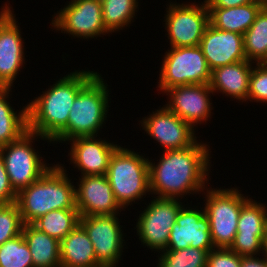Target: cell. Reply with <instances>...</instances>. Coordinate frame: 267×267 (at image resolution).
<instances>
[{
    "label": "cell",
    "mask_w": 267,
    "mask_h": 267,
    "mask_svg": "<svg viewBox=\"0 0 267 267\" xmlns=\"http://www.w3.org/2000/svg\"><path fill=\"white\" fill-rule=\"evenodd\" d=\"M36 137L48 140L28 130L16 141L0 147L10 184L16 193L36 182L51 167L42 161L43 157L33 147Z\"/></svg>",
    "instance_id": "obj_8"
},
{
    "label": "cell",
    "mask_w": 267,
    "mask_h": 267,
    "mask_svg": "<svg viewBox=\"0 0 267 267\" xmlns=\"http://www.w3.org/2000/svg\"><path fill=\"white\" fill-rule=\"evenodd\" d=\"M53 17L50 25L74 38H95L109 34L104 26L101 0H71Z\"/></svg>",
    "instance_id": "obj_11"
},
{
    "label": "cell",
    "mask_w": 267,
    "mask_h": 267,
    "mask_svg": "<svg viewBox=\"0 0 267 267\" xmlns=\"http://www.w3.org/2000/svg\"><path fill=\"white\" fill-rule=\"evenodd\" d=\"M106 176L116 202L124 211L133 201L135 203L147 193L151 194L149 159L121 145L111 156Z\"/></svg>",
    "instance_id": "obj_4"
},
{
    "label": "cell",
    "mask_w": 267,
    "mask_h": 267,
    "mask_svg": "<svg viewBox=\"0 0 267 267\" xmlns=\"http://www.w3.org/2000/svg\"><path fill=\"white\" fill-rule=\"evenodd\" d=\"M266 226L267 206L249 198L241 207L237 233L229 248L241 256H260Z\"/></svg>",
    "instance_id": "obj_16"
},
{
    "label": "cell",
    "mask_w": 267,
    "mask_h": 267,
    "mask_svg": "<svg viewBox=\"0 0 267 267\" xmlns=\"http://www.w3.org/2000/svg\"><path fill=\"white\" fill-rule=\"evenodd\" d=\"M97 74L94 71L71 72L27 104L28 130L47 142L67 141L69 112L79 91Z\"/></svg>",
    "instance_id": "obj_2"
},
{
    "label": "cell",
    "mask_w": 267,
    "mask_h": 267,
    "mask_svg": "<svg viewBox=\"0 0 267 267\" xmlns=\"http://www.w3.org/2000/svg\"><path fill=\"white\" fill-rule=\"evenodd\" d=\"M101 4L104 26L111 34L131 24L139 5L138 0H101Z\"/></svg>",
    "instance_id": "obj_28"
},
{
    "label": "cell",
    "mask_w": 267,
    "mask_h": 267,
    "mask_svg": "<svg viewBox=\"0 0 267 267\" xmlns=\"http://www.w3.org/2000/svg\"><path fill=\"white\" fill-rule=\"evenodd\" d=\"M237 188H207L205 214L210 222L211 239L215 247L229 248L237 233L242 205L249 199Z\"/></svg>",
    "instance_id": "obj_6"
},
{
    "label": "cell",
    "mask_w": 267,
    "mask_h": 267,
    "mask_svg": "<svg viewBox=\"0 0 267 267\" xmlns=\"http://www.w3.org/2000/svg\"><path fill=\"white\" fill-rule=\"evenodd\" d=\"M23 221L17 204L0 205V245L22 234Z\"/></svg>",
    "instance_id": "obj_31"
},
{
    "label": "cell",
    "mask_w": 267,
    "mask_h": 267,
    "mask_svg": "<svg viewBox=\"0 0 267 267\" xmlns=\"http://www.w3.org/2000/svg\"><path fill=\"white\" fill-rule=\"evenodd\" d=\"M248 100L251 102H267V63L253 65L249 78Z\"/></svg>",
    "instance_id": "obj_32"
},
{
    "label": "cell",
    "mask_w": 267,
    "mask_h": 267,
    "mask_svg": "<svg viewBox=\"0 0 267 267\" xmlns=\"http://www.w3.org/2000/svg\"><path fill=\"white\" fill-rule=\"evenodd\" d=\"M142 119V130L164 147L162 151L190 147L197 141L195 129L165 105Z\"/></svg>",
    "instance_id": "obj_14"
},
{
    "label": "cell",
    "mask_w": 267,
    "mask_h": 267,
    "mask_svg": "<svg viewBox=\"0 0 267 267\" xmlns=\"http://www.w3.org/2000/svg\"><path fill=\"white\" fill-rule=\"evenodd\" d=\"M214 92L209 84H190L168 89L164 94L169 101L165 106L193 128L211 117L210 95Z\"/></svg>",
    "instance_id": "obj_17"
},
{
    "label": "cell",
    "mask_w": 267,
    "mask_h": 267,
    "mask_svg": "<svg viewBox=\"0 0 267 267\" xmlns=\"http://www.w3.org/2000/svg\"><path fill=\"white\" fill-rule=\"evenodd\" d=\"M209 69L234 64L246 59L243 35L219 30L210 23L199 43Z\"/></svg>",
    "instance_id": "obj_19"
},
{
    "label": "cell",
    "mask_w": 267,
    "mask_h": 267,
    "mask_svg": "<svg viewBox=\"0 0 267 267\" xmlns=\"http://www.w3.org/2000/svg\"><path fill=\"white\" fill-rule=\"evenodd\" d=\"M7 4L0 11V87H12L24 66V45L19 23Z\"/></svg>",
    "instance_id": "obj_13"
},
{
    "label": "cell",
    "mask_w": 267,
    "mask_h": 267,
    "mask_svg": "<svg viewBox=\"0 0 267 267\" xmlns=\"http://www.w3.org/2000/svg\"><path fill=\"white\" fill-rule=\"evenodd\" d=\"M170 48L163 57L158 90L165 93L177 86L210 83L211 70L199 45Z\"/></svg>",
    "instance_id": "obj_7"
},
{
    "label": "cell",
    "mask_w": 267,
    "mask_h": 267,
    "mask_svg": "<svg viewBox=\"0 0 267 267\" xmlns=\"http://www.w3.org/2000/svg\"><path fill=\"white\" fill-rule=\"evenodd\" d=\"M184 206L176 216L166 250H182L188 247L213 250L215 246L211 239L210 222L205 209Z\"/></svg>",
    "instance_id": "obj_15"
},
{
    "label": "cell",
    "mask_w": 267,
    "mask_h": 267,
    "mask_svg": "<svg viewBox=\"0 0 267 267\" xmlns=\"http://www.w3.org/2000/svg\"><path fill=\"white\" fill-rule=\"evenodd\" d=\"M246 59L253 63H267V7L257 14L254 23L243 34ZM255 61V62H254Z\"/></svg>",
    "instance_id": "obj_26"
},
{
    "label": "cell",
    "mask_w": 267,
    "mask_h": 267,
    "mask_svg": "<svg viewBox=\"0 0 267 267\" xmlns=\"http://www.w3.org/2000/svg\"><path fill=\"white\" fill-rule=\"evenodd\" d=\"M61 165L54 164L36 182L17 193L15 203L24 224H32L53 210L77 209L76 186Z\"/></svg>",
    "instance_id": "obj_3"
},
{
    "label": "cell",
    "mask_w": 267,
    "mask_h": 267,
    "mask_svg": "<svg viewBox=\"0 0 267 267\" xmlns=\"http://www.w3.org/2000/svg\"><path fill=\"white\" fill-rule=\"evenodd\" d=\"M241 267H267V257L242 256Z\"/></svg>",
    "instance_id": "obj_36"
},
{
    "label": "cell",
    "mask_w": 267,
    "mask_h": 267,
    "mask_svg": "<svg viewBox=\"0 0 267 267\" xmlns=\"http://www.w3.org/2000/svg\"><path fill=\"white\" fill-rule=\"evenodd\" d=\"M265 5L255 1L232 8H208L209 23L219 29L244 34Z\"/></svg>",
    "instance_id": "obj_23"
},
{
    "label": "cell",
    "mask_w": 267,
    "mask_h": 267,
    "mask_svg": "<svg viewBox=\"0 0 267 267\" xmlns=\"http://www.w3.org/2000/svg\"><path fill=\"white\" fill-rule=\"evenodd\" d=\"M267 257V226L265 228L264 238H263V255Z\"/></svg>",
    "instance_id": "obj_37"
},
{
    "label": "cell",
    "mask_w": 267,
    "mask_h": 267,
    "mask_svg": "<svg viewBox=\"0 0 267 267\" xmlns=\"http://www.w3.org/2000/svg\"><path fill=\"white\" fill-rule=\"evenodd\" d=\"M0 267H33V260L23 234L0 245Z\"/></svg>",
    "instance_id": "obj_30"
},
{
    "label": "cell",
    "mask_w": 267,
    "mask_h": 267,
    "mask_svg": "<svg viewBox=\"0 0 267 267\" xmlns=\"http://www.w3.org/2000/svg\"><path fill=\"white\" fill-rule=\"evenodd\" d=\"M16 196L17 193L10 184L4 161L0 154V205L14 203L16 201Z\"/></svg>",
    "instance_id": "obj_34"
},
{
    "label": "cell",
    "mask_w": 267,
    "mask_h": 267,
    "mask_svg": "<svg viewBox=\"0 0 267 267\" xmlns=\"http://www.w3.org/2000/svg\"><path fill=\"white\" fill-rule=\"evenodd\" d=\"M97 136L77 137L71 144L70 162L81 171L80 176L106 175L111 156L120 146Z\"/></svg>",
    "instance_id": "obj_20"
},
{
    "label": "cell",
    "mask_w": 267,
    "mask_h": 267,
    "mask_svg": "<svg viewBox=\"0 0 267 267\" xmlns=\"http://www.w3.org/2000/svg\"><path fill=\"white\" fill-rule=\"evenodd\" d=\"M75 187L80 216L115 215L122 211L106 175L79 177Z\"/></svg>",
    "instance_id": "obj_18"
},
{
    "label": "cell",
    "mask_w": 267,
    "mask_h": 267,
    "mask_svg": "<svg viewBox=\"0 0 267 267\" xmlns=\"http://www.w3.org/2000/svg\"><path fill=\"white\" fill-rule=\"evenodd\" d=\"M242 256L230 248L215 247L208 253L206 267H241Z\"/></svg>",
    "instance_id": "obj_33"
},
{
    "label": "cell",
    "mask_w": 267,
    "mask_h": 267,
    "mask_svg": "<svg viewBox=\"0 0 267 267\" xmlns=\"http://www.w3.org/2000/svg\"><path fill=\"white\" fill-rule=\"evenodd\" d=\"M209 148L206 143L197 140L190 147L164 151L157 164L149 160L151 195L182 199L188 193L203 192L205 184L209 183V161L212 158Z\"/></svg>",
    "instance_id": "obj_1"
},
{
    "label": "cell",
    "mask_w": 267,
    "mask_h": 267,
    "mask_svg": "<svg viewBox=\"0 0 267 267\" xmlns=\"http://www.w3.org/2000/svg\"><path fill=\"white\" fill-rule=\"evenodd\" d=\"M22 234L30 249L33 267H61L58 239L39 231L32 224H24Z\"/></svg>",
    "instance_id": "obj_24"
},
{
    "label": "cell",
    "mask_w": 267,
    "mask_h": 267,
    "mask_svg": "<svg viewBox=\"0 0 267 267\" xmlns=\"http://www.w3.org/2000/svg\"><path fill=\"white\" fill-rule=\"evenodd\" d=\"M252 63L243 60L234 64L220 66L211 71L209 86L214 92H221L240 102L248 100L249 78ZM242 100V101H241Z\"/></svg>",
    "instance_id": "obj_21"
},
{
    "label": "cell",
    "mask_w": 267,
    "mask_h": 267,
    "mask_svg": "<svg viewBox=\"0 0 267 267\" xmlns=\"http://www.w3.org/2000/svg\"><path fill=\"white\" fill-rule=\"evenodd\" d=\"M97 73L77 94L67 121V141L77 137L99 136L107 118L109 90Z\"/></svg>",
    "instance_id": "obj_5"
},
{
    "label": "cell",
    "mask_w": 267,
    "mask_h": 267,
    "mask_svg": "<svg viewBox=\"0 0 267 267\" xmlns=\"http://www.w3.org/2000/svg\"><path fill=\"white\" fill-rule=\"evenodd\" d=\"M80 223L77 209L53 210L36 219L32 225L61 241Z\"/></svg>",
    "instance_id": "obj_27"
},
{
    "label": "cell",
    "mask_w": 267,
    "mask_h": 267,
    "mask_svg": "<svg viewBox=\"0 0 267 267\" xmlns=\"http://www.w3.org/2000/svg\"><path fill=\"white\" fill-rule=\"evenodd\" d=\"M202 4L170 3L165 14V29L171 47L197 46L209 24V9Z\"/></svg>",
    "instance_id": "obj_10"
},
{
    "label": "cell",
    "mask_w": 267,
    "mask_h": 267,
    "mask_svg": "<svg viewBox=\"0 0 267 267\" xmlns=\"http://www.w3.org/2000/svg\"><path fill=\"white\" fill-rule=\"evenodd\" d=\"M60 263L67 267H101L88 233L80 223L60 241Z\"/></svg>",
    "instance_id": "obj_22"
},
{
    "label": "cell",
    "mask_w": 267,
    "mask_h": 267,
    "mask_svg": "<svg viewBox=\"0 0 267 267\" xmlns=\"http://www.w3.org/2000/svg\"><path fill=\"white\" fill-rule=\"evenodd\" d=\"M11 87H0V147L19 139L28 131L27 104L15 112L8 101Z\"/></svg>",
    "instance_id": "obj_25"
},
{
    "label": "cell",
    "mask_w": 267,
    "mask_h": 267,
    "mask_svg": "<svg viewBox=\"0 0 267 267\" xmlns=\"http://www.w3.org/2000/svg\"><path fill=\"white\" fill-rule=\"evenodd\" d=\"M117 216H80V224L88 233L101 267H117L121 260L125 240Z\"/></svg>",
    "instance_id": "obj_12"
},
{
    "label": "cell",
    "mask_w": 267,
    "mask_h": 267,
    "mask_svg": "<svg viewBox=\"0 0 267 267\" xmlns=\"http://www.w3.org/2000/svg\"><path fill=\"white\" fill-rule=\"evenodd\" d=\"M255 1L261 2V3H263L264 5L267 3V0H255Z\"/></svg>",
    "instance_id": "obj_38"
},
{
    "label": "cell",
    "mask_w": 267,
    "mask_h": 267,
    "mask_svg": "<svg viewBox=\"0 0 267 267\" xmlns=\"http://www.w3.org/2000/svg\"><path fill=\"white\" fill-rule=\"evenodd\" d=\"M208 8H232L245 5L255 0H205Z\"/></svg>",
    "instance_id": "obj_35"
},
{
    "label": "cell",
    "mask_w": 267,
    "mask_h": 267,
    "mask_svg": "<svg viewBox=\"0 0 267 267\" xmlns=\"http://www.w3.org/2000/svg\"><path fill=\"white\" fill-rule=\"evenodd\" d=\"M210 251L192 247L182 250H163L158 257L157 267H206Z\"/></svg>",
    "instance_id": "obj_29"
},
{
    "label": "cell",
    "mask_w": 267,
    "mask_h": 267,
    "mask_svg": "<svg viewBox=\"0 0 267 267\" xmlns=\"http://www.w3.org/2000/svg\"><path fill=\"white\" fill-rule=\"evenodd\" d=\"M148 204L138 216L137 235L143 246L160 253L167 249L170 231L183 205L179 199L157 196Z\"/></svg>",
    "instance_id": "obj_9"
}]
</instances>
